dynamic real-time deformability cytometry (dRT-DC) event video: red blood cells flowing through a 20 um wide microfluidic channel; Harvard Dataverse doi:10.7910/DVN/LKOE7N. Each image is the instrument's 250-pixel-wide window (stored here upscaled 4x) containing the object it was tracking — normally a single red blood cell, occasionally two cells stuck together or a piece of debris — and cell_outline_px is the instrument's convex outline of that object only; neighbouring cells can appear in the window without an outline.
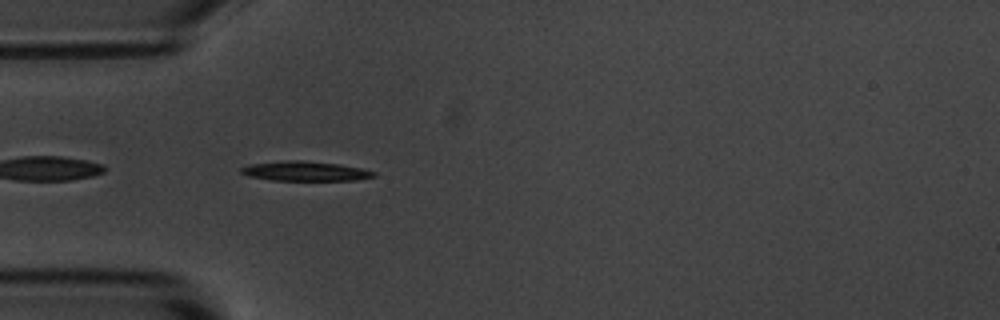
{"species": "common noctule bat (a hibernating species)", "species_latin": "Nyctalus noctula", "temperature_condition": "room temperature", "stored_images_in_passage": 3, "camera_frame_rate_fps": 3000, "um_per_image_px": 0.085, "animal": {"sex": "male", "body_mass_g": 20.1, "forearm_length_mm": 53.5}, "frame": {"image": 1, "passage_image": 3, "time_ms": 2.333, "image_size_px": [1000, 320], "cell_outline_px": [[376, 176], [356, 180], [272, 180], [248, 176], [240, 172], [240, 168], [248, 164], [284, 160], [304, 160], [340, 164], [364, 168], [376, 172]], "centroid_in_image_um": [25.95, 14.53], "position_along_channel_um": 59.1, "area_um2": 15.37}}